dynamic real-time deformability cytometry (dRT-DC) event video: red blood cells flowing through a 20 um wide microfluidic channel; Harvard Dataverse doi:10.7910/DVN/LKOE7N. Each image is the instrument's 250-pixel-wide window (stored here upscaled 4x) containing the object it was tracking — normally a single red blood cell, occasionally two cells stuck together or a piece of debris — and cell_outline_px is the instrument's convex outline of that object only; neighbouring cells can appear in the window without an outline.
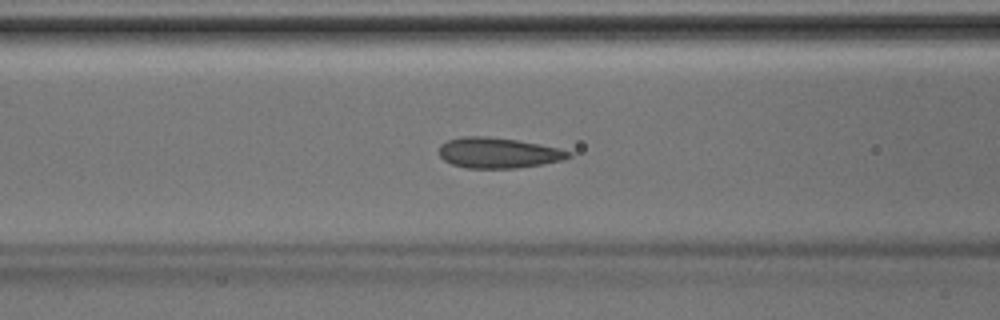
{"species": "Egyptian fruit bat (a non-hibernating species)", "species_latin": "Rousettus aegyptiacus", "temperature_condition": "room temperature", "stored_images_in_passage": 44, "camera_frame_rate_fps": 3000, "um_per_image_px": 0.085, "animal": {"sex": "male"}, "frame": {"image": 1, "passage_image": 18, "time_ms": 5.667, "image_size_px": [1000, 320], "cell_outline_px": [[572, 156], [564, 160], [544, 164], [516, 168], [468, 168], [452, 164], [444, 160], [440, 156], [440, 144], [448, 140], [460, 136], [488, 136], [516, 140], [540, 144], [560, 148], [572, 152]], "centroid_in_image_um": [42.38, 12.99], "position_along_channel_um": 124.2, "area_um2": 23.18}}
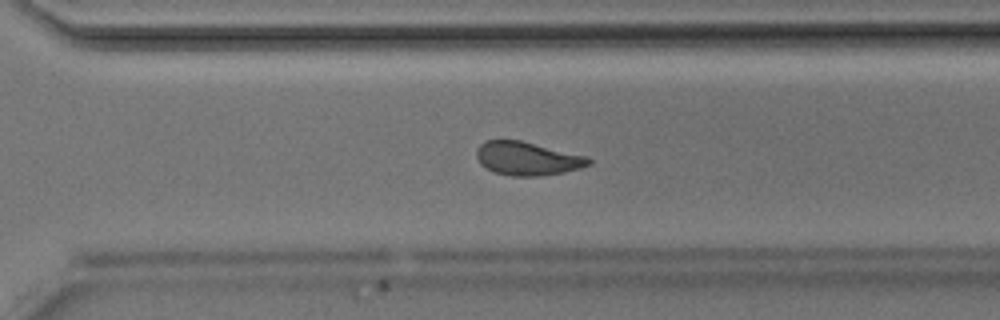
{"frame": {"image": 2, "passage_image": 31, "time_ms": 10.0, "image_size_px": [1000, 320], "cell_outline_px": [[592, 164], [580, 168], [564, 172], [540, 176], [512, 176], [496, 172], [480, 164], [476, 156], [476, 148], [484, 140], [520, 140], [588, 156], [592, 160]], "centroid_in_image_um": [44.84, 13.47], "position_along_channel_um": 325.8, "area_um2": 21.96}}
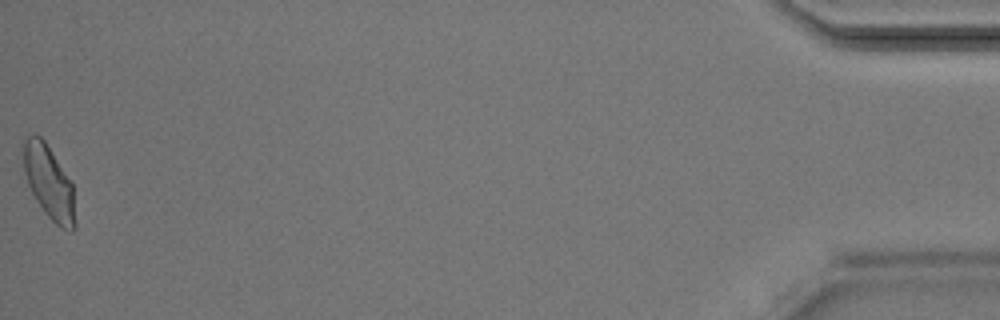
{"frame": {"image": 3, "passage_image": 44, "time_ms": 14.333, "image_size_px": [1000, 320], "cell_outline_px": [[76, 228], [72, 232], [60, 228], [48, 216], [36, 200], [28, 184], [24, 172], [24, 136], [40, 136], [44, 140], [72, 184], [76, 224]], "centroid_in_image_um": [4.18, 15.55], "position_along_channel_um": 431.0, "area_um2": 21.73}}